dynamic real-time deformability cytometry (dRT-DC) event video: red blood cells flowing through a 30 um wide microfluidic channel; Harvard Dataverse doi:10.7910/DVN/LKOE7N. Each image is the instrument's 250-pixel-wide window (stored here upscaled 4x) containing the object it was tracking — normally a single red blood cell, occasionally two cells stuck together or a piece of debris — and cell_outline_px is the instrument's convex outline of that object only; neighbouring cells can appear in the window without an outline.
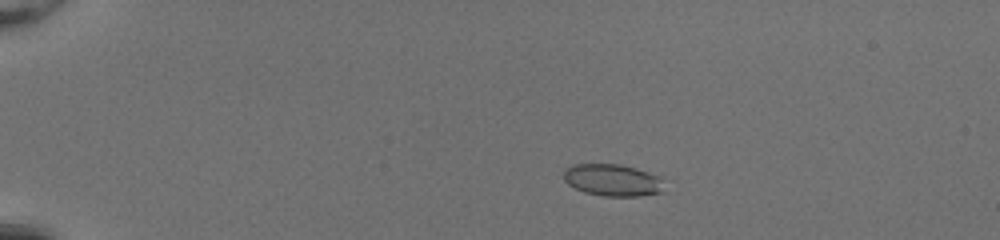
{"species": "common noctule bat (a hibernating species)", "species_latin": "Nyctalus noctula", "temperature_condition": "room temperature", "stored_images_in_passage": 47, "camera_frame_rate_fps": 3000, "um_per_image_px": 0.085, "animal": {"sex": "female", "body_mass_g": 20.0, "forearm_length_mm": 54.0}, "frame": {"image": 1, "passage_image": 7, "time_ms": 2.0, "image_size_px": [1000, 240], "cell_outline_px": [[664, 192], [640, 196], [604, 196], [584, 192], [568, 184], [564, 180], [564, 168], [572, 164], [620, 164], [636, 168], [660, 176]], "centroid_in_image_um": [52.06, 15.3], "position_along_channel_um": 32.9, "area_um2": 18.84}}
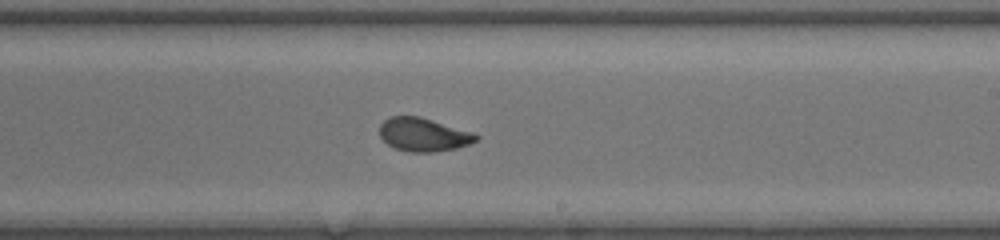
{"frame": {"image": 2, "passage_image": 29, "time_ms": 9.333, "image_size_px": [1000, 240], "cell_outline_px": [[480, 136], [476, 140], [468, 144], [456, 148], [432, 152], [408, 152], [396, 148], [388, 144], [380, 136], [380, 124], [388, 116], [420, 116], [472, 132]], "centroid_in_image_um": [35.97, 11.43], "position_along_channel_um": 253.0, "area_um2": 18.67}}
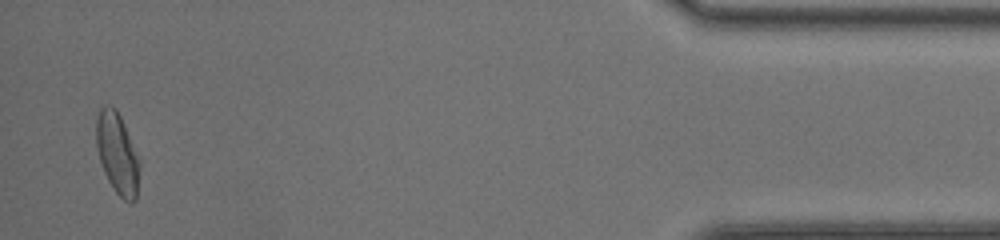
{"frame": {"image": 3, "passage_image": 46, "time_ms": 15.0, "image_size_px": [1000, 240], "cell_outline_px": [[140, 168], [136, 200], [132, 204], [128, 204], [112, 188], [104, 172], [100, 160], [96, 144], [96, 116], [100, 108], [104, 104], [112, 104], [116, 108], [120, 116], [140, 160]], "centroid_in_image_um": [9.97, 13.05], "position_along_channel_um": 425.2, "area_um2": 20.75}, "authors_computed_cell_mechanics": {"area_um2": 19.2474, "velocity_mm_per_s": 4.2125, "shape_relaxation_time_tau1_ms": 4.6876, "shape_relaxation_time_tau2_ms": 0.7132, "deformation_change_tau1": 0.1707, "deformation_change_tau2": 0.0572}}